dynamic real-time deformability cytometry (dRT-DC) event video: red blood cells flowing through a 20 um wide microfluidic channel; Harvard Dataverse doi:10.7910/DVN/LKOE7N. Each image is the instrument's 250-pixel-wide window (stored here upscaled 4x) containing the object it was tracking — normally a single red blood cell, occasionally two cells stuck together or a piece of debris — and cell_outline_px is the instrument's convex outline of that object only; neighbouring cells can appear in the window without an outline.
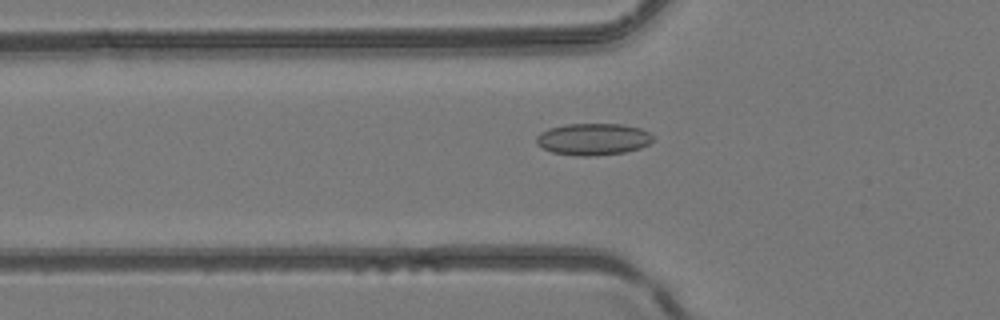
{"species": "common noctule bat (a hibernating species)", "species_latin": "Nyctalus noctula", "temperature_condition": "room temperature", "stored_images_in_passage": 42, "camera_frame_rate_fps": 3000, "um_per_image_px": 0.085, "animal": {"sex": "female", "body_mass_g": 24.6, "forearm_length_mm": 56.2}, "frame": {"image": 1, "passage_image": 11, "time_ms": 3.333, "image_size_px": [1000, 320], "cell_outline_px": [[656, 140], [640, 148], [624, 152], [596, 156], [580, 156], [552, 152], [536, 144], [536, 136], [540, 132], [548, 128], [568, 124], [624, 124], [640, 128], [656, 136]], "centroid_in_image_um": [50.45, 11.83], "position_along_channel_um": 75.4, "area_um2": 21.85}}
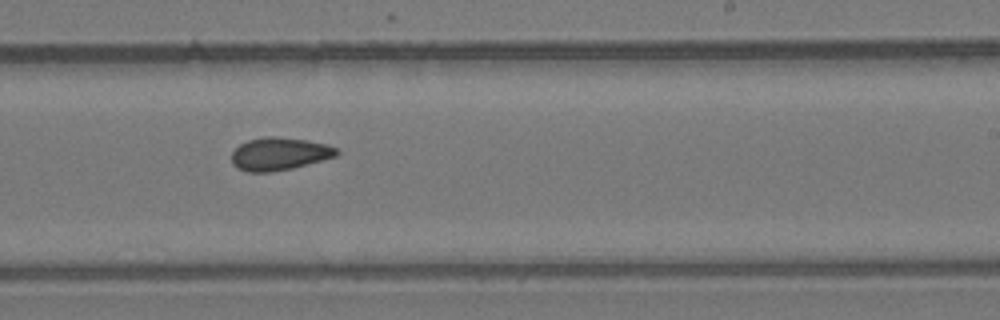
{"frame": {"image": 2, "passage_image": 24, "time_ms": 7.667, "image_size_px": [1000, 320], "cell_outline_px": [[340, 152], [336, 156], [292, 168], [272, 172], [248, 172], [236, 168], [232, 164], [232, 152], [240, 144], [248, 140], [264, 136], [272, 136], [304, 140], [328, 144], [336, 148]], "centroid_in_image_um": [23.72, 13.08], "position_along_channel_um": 265.3, "area_um2": 20.0}}
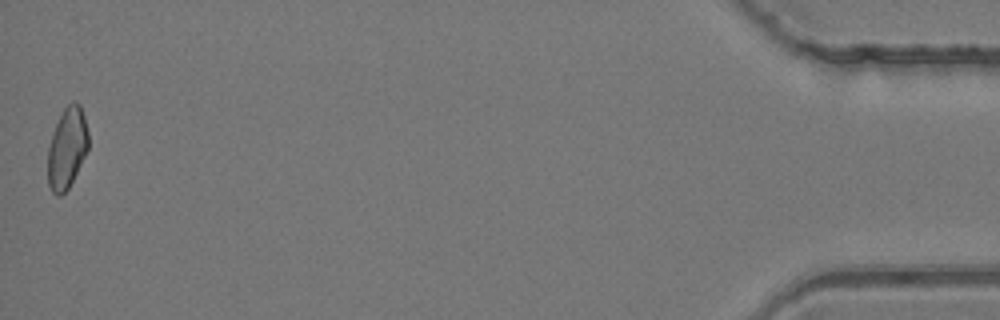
{"frame": {"image": 3, "passage_image": 42, "time_ms": 13.667, "image_size_px": [1000, 320], "cell_outline_px": [[88, 148], [68, 188], [60, 196], [56, 196], [52, 192], [48, 184], [48, 148], [56, 124], [64, 108], [72, 100], [76, 100], [80, 104], [84, 116], [88, 132]], "centroid_in_image_um": [5.69, 12.56], "position_along_channel_um": 429.5, "area_um2": 18.9}}